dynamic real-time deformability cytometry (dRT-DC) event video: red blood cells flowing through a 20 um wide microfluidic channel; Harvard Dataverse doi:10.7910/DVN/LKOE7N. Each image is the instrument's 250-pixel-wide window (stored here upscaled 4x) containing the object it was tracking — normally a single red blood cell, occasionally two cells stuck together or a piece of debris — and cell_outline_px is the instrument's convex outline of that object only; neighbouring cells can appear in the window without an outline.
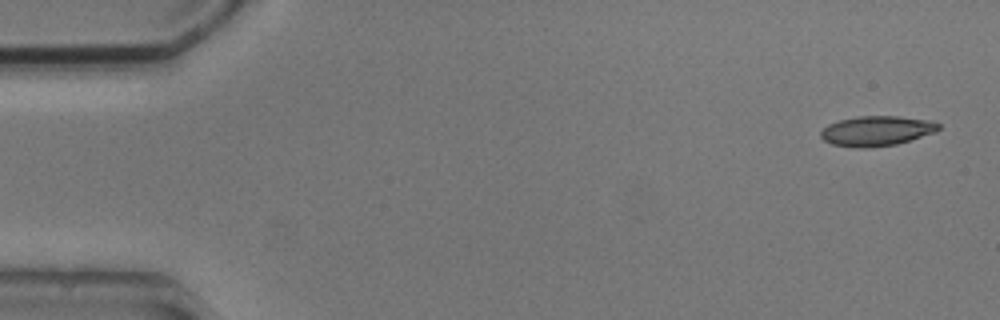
{"species": "common noctule bat (a hibernating species)", "species_latin": "Nyctalus noctula", "temperature_condition": "cold", "stored_images_in_passage": 5, "camera_frame_rate_fps": 3000, "um_per_image_px": 0.085, "animal": {"sex": "male", "body_mass_g": 20.5, "forearm_length_mm": 52.5}, "frame": {"image": 1, "passage_image": 1, "time_ms": 0.0, "image_size_px": [1000, 320], "cell_outline_px": [[940, 128], [936, 132], [896, 144], [872, 148], [860, 148], [832, 144], [824, 140], [820, 136], [820, 132], [828, 124], [840, 120], [860, 116], [896, 116], [932, 120], [940, 124]], "centroid_in_image_um": [74.53, 11.13], "position_along_channel_um": 10.5, "area_um2": 20.58}}
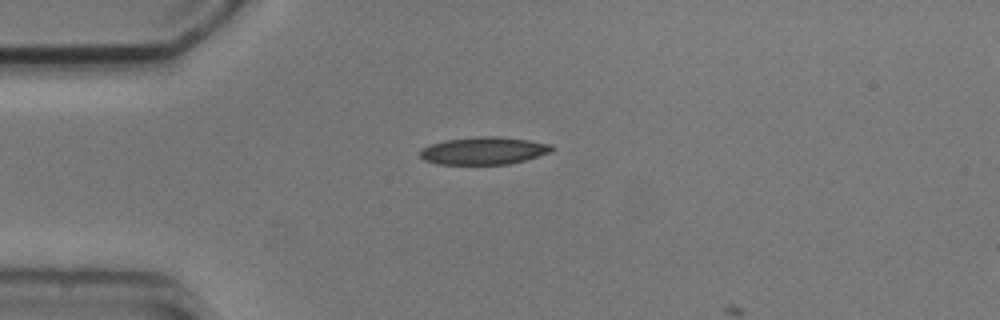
{"frame": {"image": 2, "passage_image": 4, "time_ms": 3.667, "image_size_px": [1000, 320], "cell_outline_px": [[556, 148], [548, 152], [524, 160], [508, 164], [436, 164], [424, 160], [420, 156], [420, 148], [444, 140], [476, 136], [500, 136], [528, 140], [552, 144]], "centroid_in_image_um": [41.09, 12.8], "position_along_channel_um": 43.9, "area_um2": 21.15}}